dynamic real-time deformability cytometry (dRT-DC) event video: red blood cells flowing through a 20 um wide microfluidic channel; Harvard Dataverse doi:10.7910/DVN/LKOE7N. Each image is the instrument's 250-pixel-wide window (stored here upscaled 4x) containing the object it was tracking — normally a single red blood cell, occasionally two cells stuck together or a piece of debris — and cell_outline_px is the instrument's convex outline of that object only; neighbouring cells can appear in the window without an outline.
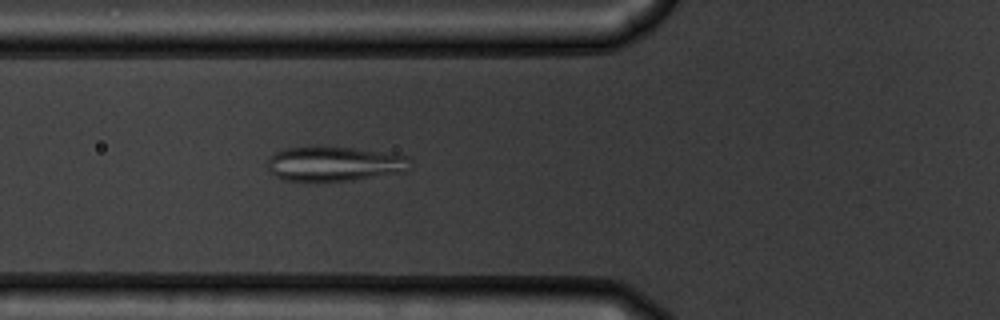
{"species": "common noctule bat (a hibernating species)", "species_latin": "Nyctalus noctula", "temperature_condition": "warm", "stored_images_in_passage": 54, "camera_frame_rate_fps": 3000, "um_per_image_px": 0.085, "animal": {"sex": "male", "body_mass_g": 19.5, "forearm_length_mm": 54.6}, "frame": {"image": 1, "passage_image": 20, "time_ms": 6.333, "image_size_px": [1000, 320], "cell_outline_px": [[412, 168], [408, 172], [352, 180], [284, 180], [276, 176], [268, 168], [268, 160], [276, 152], [284, 148], [356, 148], [408, 156], [412, 160]], "centroid_in_image_um": [28.54, 13.94], "position_along_channel_um": 97.3, "area_um2": 28.44}}
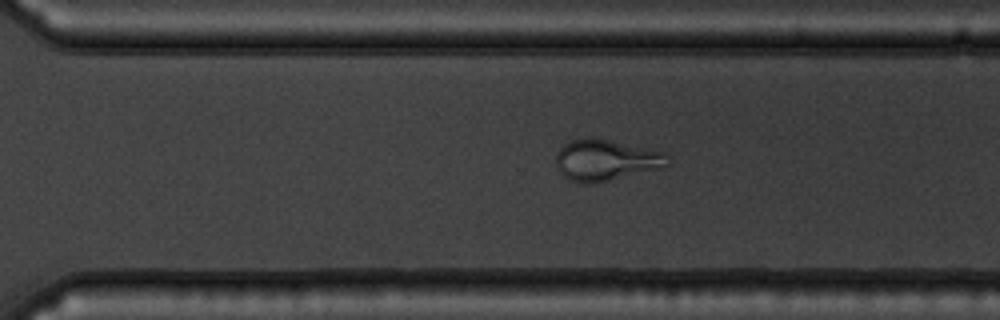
{"frame": {"image": 2, "passage_image": 38, "time_ms": 12.333, "image_size_px": [1000, 320], "cell_outline_px": [[672, 164], [668, 168], [592, 184], [584, 184], [572, 180], [564, 176], [560, 172], [556, 164], [556, 152], [564, 144], [572, 140], [588, 136], [592, 136], [664, 152], [668, 156]], "centroid_in_image_um": [51.56, 13.61], "position_along_channel_um": 319.0, "area_um2": 27.4}}
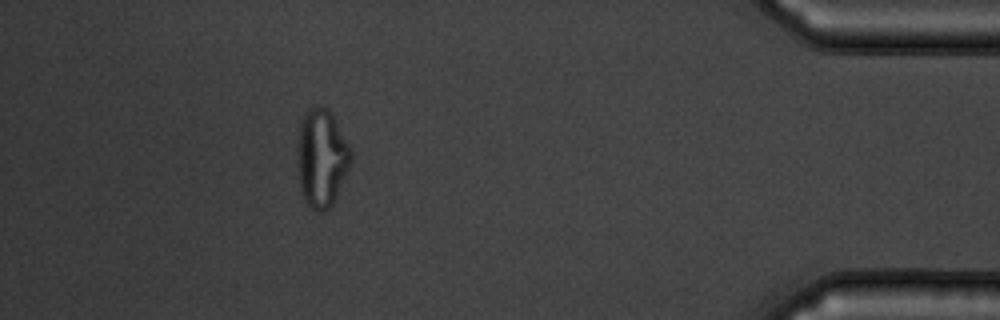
{"frame": {"image": 3, "passage_image": 49, "time_ms": 16.0, "image_size_px": [1000, 320], "cell_outline_px": [[352, 160], [336, 196], [332, 204], [324, 212], [316, 212], [304, 200], [300, 192], [296, 148], [296, 144], [300, 120], [308, 108], [328, 108], [332, 112], [352, 152]], "centroid_in_image_um": [27.31, 13.43], "position_along_channel_um": 407.9, "area_um2": 30.81}}